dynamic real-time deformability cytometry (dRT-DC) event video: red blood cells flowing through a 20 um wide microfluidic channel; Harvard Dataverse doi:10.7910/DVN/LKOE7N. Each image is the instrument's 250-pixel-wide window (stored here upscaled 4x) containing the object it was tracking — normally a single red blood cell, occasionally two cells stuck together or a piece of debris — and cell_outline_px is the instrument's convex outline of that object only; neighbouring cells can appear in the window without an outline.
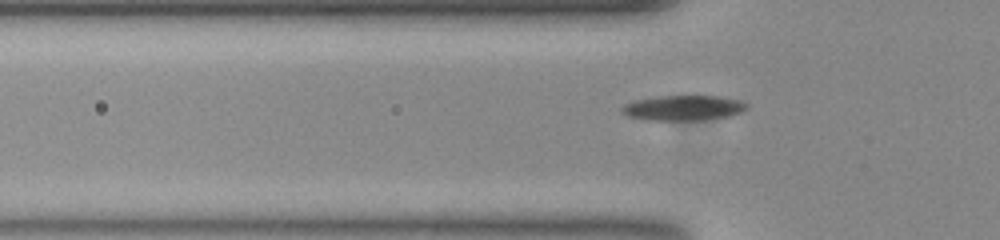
{"species": "common noctule bat (a hibernating species)", "species_latin": "Nyctalus noctula", "temperature_condition": "room temperature", "stored_images_in_passage": 38, "camera_frame_rate_fps": 3000, "um_per_image_px": 0.085, "animal": {"sex": "female", "body_mass_g": 23.0, "forearm_length_mm": 53.4}, "frame": {"image": 1, "passage_image": 7, "time_ms": 2.0, "image_size_px": [1000, 240], "cell_outline_px": [[748, 108], [740, 112], [728, 116], [704, 120], [648, 120], [628, 116], [620, 112], [620, 108], [624, 104], [636, 100], [660, 96], [716, 96], [740, 100], [748, 104]], "centroid_in_image_um": [58.07, 9.17], "position_along_channel_um": 67.7, "area_um2": 18.26}}
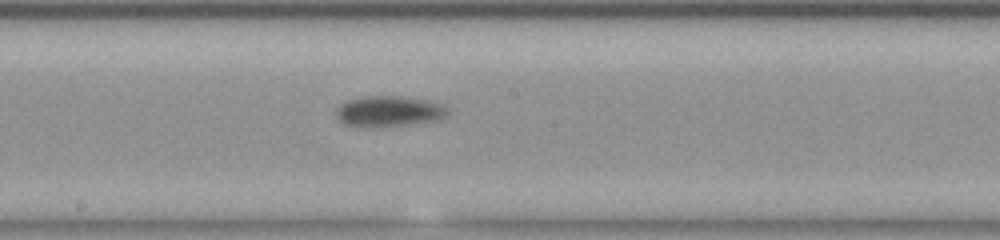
{"frame": {"image": 2, "passage_image": 19, "time_ms": 6.0, "image_size_px": [1000, 240], "cell_outline_px": [[448, 116], [436, 120], [380, 128], [360, 128], [344, 124], [336, 116], [336, 108], [340, 104], [348, 100], [364, 96], [400, 96], [428, 100], [444, 104], [448, 108]], "centroid_in_image_um": [33.04, 9.48], "position_along_channel_um": 215.2, "area_um2": 20.46}}
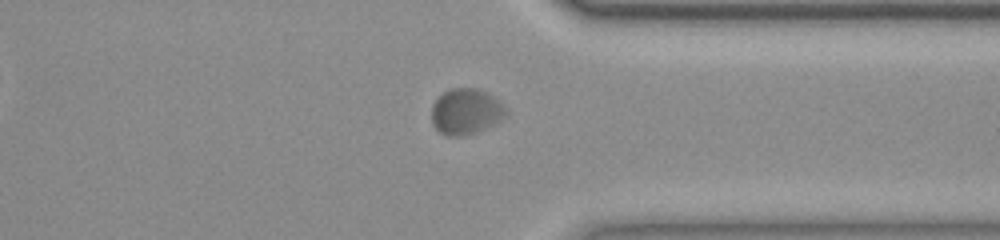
{"frame": {"image": 3, "passage_image": 32, "time_ms": 10.333, "image_size_px": [1000, 240], "cell_outline_px": [[508, 116], [476, 132], [460, 136], [448, 136], [440, 132], [432, 124], [432, 104], [444, 92], [452, 88], [476, 88], [500, 100], [508, 112]], "centroid_in_image_um": [39.61, 9.48], "position_along_channel_um": 371.8, "area_um2": 19.71}}